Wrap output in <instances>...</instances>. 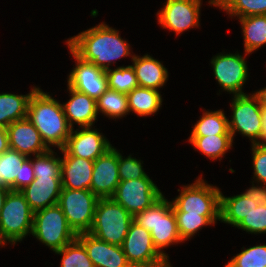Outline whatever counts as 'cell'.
<instances>
[{
	"label": "cell",
	"instance_id": "1",
	"mask_svg": "<svg viewBox=\"0 0 266 267\" xmlns=\"http://www.w3.org/2000/svg\"><path fill=\"white\" fill-rule=\"evenodd\" d=\"M66 43L77 57L103 70L109 69L116 60L134 57L130 44L120 37L119 30L105 22L78 33L67 39Z\"/></svg>",
	"mask_w": 266,
	"mask_h": 267
},
{
	"label": "cell",
	"instance_id": "2",
	"mask_svg": "<svg viewBox=\"0 0 266 267\" xmlns=\"http://www.w3.org/2000/svg\"><path fill=\"white\" fill-rule=\"evenodd\" d=\"M27 118L50 149L57 147L60 150L65 147L72 128L67 122L63 106L40 87L30 96Z\"/></svg>",
	"mask_w": 266,
	"mask_h": 267
},
{
	"label": "cell",
	"instance_id": "3",
	"mask_svg": "<svg viewBox=\"0 0 266 267\" xmlns=\"http://www.w3.org/2000/svg\"><path fill=\"white\" fill-rule=\"evenodd\" d=\"M133 221L150 231L152 241L157 251L170 262L164 250L173 244L183 243L177 229V220L172 208L164 194L150 207L133 216Z\"/></svg>",
	"mask_w": 266,
	"mask_h": 267
},
{
	"label": "cell",
	"instance_id": "4",
	"mask_svg": "<svg viewBox=\"0 0 266 267\" xmlns=\"http://www.w3.org/2000/svg\"><path fill=\"white\" fill-rule=\"evenodd\" d=\"M133 216L112 197L99 198L89 233L109 244L122 246Z\"/></svg>",
	"mask_w": 266,
	"mask_h": 267
},
{
	"label": "cell",
	"instance_id": "5",
	"mask_svg": "<svg viewBox=\"0 0 266 267\" xmlns=\"http://www.w3.org/2000/svg\"><path fill=\"white\" fill-rule=\"evenodd\" d=\"M34 211L20 191H10L0 211V246L14 245L32 234Z\"/></svg>",
	"mask_w": 266,
	"mask_h": 267
},
{
	"label": "cell",
	"instance_id": "6",
	"mask_svg": "<svg viewBox=\"0 0 266 267\" xmlns=\"http://www.w3.org/2000/svg\"><path fill=\"white\" fill-rule=\"evenodd\" d=\"M230 104L233 111L231 120L228 119L229 132L234 139L238 132L248 137L251 144L263 143L262 95L254 93L234 95Z\"/></svg>",
	"mask_w": 266,
	"mask_h": 267
},
{
	"label": "cell",
	"instance_id": "7",
	"mask_svg": "<svg viewBox=\"0 0 266 267\" xmlns=\"http://www.w3.org/2000/svg\"><path fill=\"white\" fill-rule=\"evenodd\" d=\"M31 235L53 252L61 250L77 238L58 204L34 212Z\"/></svg>",
	"mask_w": 266,
	"mask_h": 267
},
{
	"label": "cell",
	"instance_id": "8",
	"mask_svg": "<svg viewBox=\"0 0 266 267\" xmlns=\"http://www.w3.org/2000/svg\"><path fill=\"white\" fill-rule=\"evenodd\" d=\"M179 191V195L171 201L174 212L220 216V188L206 183L202 175L194 183L183 185Z\"/></svg>",
	"mask_w": 266,
	"mask_h": 267
},
{
	"label": "cell",
	"instance_id": "9",
	"mask_svg": "<svg viewBox=\"0 0 266 267\" xmlns=\"http://www.w3.org/2000/svg\"><path fill=\"white\" fill-rule=\"evenodd\" d=\"M98 200L91 190L61 189L58 205L76 234L91 229Z\"/></svg>",
	"mask_w": 266,
	"mask_h": 267
},
{
	"label": "cell",
	"instance_id": "10",
	"mask_svg": "<svg viewBox=\"0 0 266 267\" xmlns=\"http://www.w3.org/2000/svg\"><path fill=\"white\" fill-rule=\"evenodd\" d=\"M132 267H172L155 248L150 231L132 221L122 244Z\"/></svg>",
	"mask_w": 266,
	"mask_h": 267
},
{
	"label": "cell",
	"instance_id": "11",
	"mask_svg": "<svg viewBox=\"0 0 266 267\" xmlns=\"http://www.w3.org/2000/svg\"><path fill=\"white\" fill-rule=\"evenodd\" d=\"M162 195V191L147 175L120 181L112 198L134 216L150 207Z\"/></svg>",
	"mask_w": 266,
	"mask_h": 267
},
{
	"label": "cell",
	"instance_id": "12",
	"mask_svg": "<svg viewBox=\"0 0 266 267\" xmlns=\"http://www.w3.org/2000/svg\"><path fill=\"white\" fill-rule=\"evenodd\" d=\"M214 77L223 91L232 95H242L243 85L248 80L249 72L246 57L240 53H225L224 51L211 59Z\"/></svg>",
	"mask_w": 266,
	"mask_h": 267
},
{
	"label": "cell",
	"instance_id": "13",
	"mask_svg": "<svg viewBox=\"0 0 266 267\" xmlns=\"http://www.w3.org/2000/svg\"><path fill=\"white\" fill-rule=\"evenodd\" d=\"M157 14L158 24L176 35L200 26L202 0H166Z\"/></svg>",
	"mask_w": 266,
	"mask_h": 267
},
{
	"label": "cell",
	"instance_id": "14",
	"mask_svg": "<svg viewBox=\"0 0 266 267\" xmlns=\"http://www.w3.org/2000/svg\"><path fill=\"white\" fill-rule=\"evenodd\" d=\"M113 146L102 133L91 127L72 129L67 143L60 152L63 156H75L95 161Z\"/></svg>",
	"mask_w": 266,
	"mask_h": 267
},
{
	"label": "cell",
	"instance_id": "15",
	"mask_svg": "<svg viewBox=\"0 0 266 267\" xmlns=\"http://www.w3.org/2000/svg\"><path fill=\"white\" fill-rule=\"evenodd\" d=\"M70 53L75 59V67L68 75V85L97 100L108 89L105 70L83 61L71 50Z\"/></svg>",
	"mask_w": 266,
	"mask_h": 267
},
{
	"label": "cell",
	"instance_id": "16",
	"mask_svg": "<svg viewBox=\"0 0 266 267\" xmlns=\"http://www.w3.org/2000/svg\"><path fill=\"white\" fill-rule=\"evenodd\" d=\"M119 183L118 150L113 146L94 161L90 190L98 198H109Z\"/></svg>",
	"mask_w": 266,
	"mask_h": 267
},
{
	"label": "cell",
	"instance_id": "17",
	"mask_svg": "<svg viewBox=\"0 0 266 267\" xmlns=\"http://www.w3.org/2000/svg\"><path fill=\"white\" fill-rule=\"evenodd\" d=\"M7 132L9 148L27 157L40 155L50 150L28 118L11 123L7 127Z\"/></svg>",
	"mask_w": 266,
	"mask_h": 267
},
{
	"label": "cell",
	"instance_id": "18",
	"mask_svg": "<svg viewBox=\"0 0 266 267\" xmlns=\"http://www.w3.org/2000/svg\"><path fill=\"white\" fill-rule=\"evenodd\" d=\"M77 239L86 248L94 267H132L122 246L109 244L89 232L77 234Z\"/></svg>",
	"mask_w": 266,
	"mask_h": 267
},
{
	"label": "cell",
	"instance_id": "19",
	"mask_svg": "<svg viewBox=\"0 0 266 267\" xmlns=\"http://www.w3.org/2000/svg\"><path fill=\"white\" fill-rule=\"evenodd\" d=\"M67 87L71 98L62 106L69 126L72 129L74 124H77L79 128L94 126L99 115L96 100L71 88L68 84Z\"/></svg>",
	"mask_w": 266,
	"mask_h": 267
},
{
	"label": "cell",
	"instance_id": "20",
	"mask_svg": "<svg viewBox=\"0 0 266 267\" xmlns=\"http://www.w3.org/2000/svg\"><path fill=\"white\" fill-rule=\"evenodd\" d=\"M62 189L61 178L39 177L20 192L25 196L31 209L37 210L58 204Z\"/></svg>",
	"mask_w": 266,
	"mask_h": 267
},
{
	"label": "cell",
	"instance_id": "21",
	"mask_svg": "<svg viewBox=\"0 0 266 267\" xmlns=\"http://www.w3.org/2000/svg\"><path fill=\"white\" fill-rule=\"evenodd\" d=\"M94 161L75 156L61 158L62 188L90 190Z\"/></svg>",
	"mask_w": 266,
	"mask_h": 267
},
{
	"label": "cell",
	"instance_id": "22",
	"mask_svg": "<svg viewBox=\"0 0 266 267\" xmlns=\"http://www.w3.org/2000/svg\"><path fill=\"white\" fill-rule=\"evenodd\" d=\"M132 61V67L140 87L159 91L166 84L169 73L161 61L148 54L143 56L135 54Z\"/></svg>",
	"mask_w": 266,
	"mask_h": 267
},
{
	"label": "cell",
	"instance_id": "23",
	"mask_svg": "<svg viewBox=\"0 0 266 267\" xmlns=\"http://www.w3.org/2000/svg\"><path fill=\"white\" fill-rule=\"evenodd\" d=\"M258 204L244 193L231 197L220 194V222L237 226Z\"/></svg>",
	"mask_w": 266,
	"mask_h": 267
},
{
	"label": "cell",
	"instance_id": "24",
	"mask_svg": "<svg viewBox=\"0 0 266 267\" xmlns=\"http://www.w3.org/2000/svg\"><path fill=\"white\" fill-rule=\"evenodd\" d=\"M38 87L33 86L26 95L0 93V127H8L11 123L27 118L30 96Z\"/></svg>",
	"mask_w": 266,
	"mask_h": 267
},
{
	"label": "cell",
	"instance_id": "25",
	"mask_svg": "<svg viewBox=\"0 0 266 267\" xmlns=\"http://www.w3.org/2000/svg\"><path fill=\"white\" fill-rule=\"evenodd\" d=\"M161 96L157 90L138 86L127 94L129 112L140 117L155 115L162 107Z\"/></svg>",
	"mask_w": 266,
	"mask_h": 267
},
{
	"label": "cell",
	"instance_id": "26",
	"mask_svg": "<svg viewBox=\"0 0 266 267\" xmlns=\"http://www.w3.org/2000/svg\"><path fill=\"white\" fill-rule=\"evenodd\" d=\"M242 25L245 56L266 44V15L238 18Z\"/></svg>",
	"mask_w": 266,
	"mask_h": 267
},
{
	"label": "cell",
	"instance_id": "27",
	"mask_svg": "<svg viewBox=\"0 0 266 267\" xmlns=\"http://www.w3.org/2000/svg\"><path fill=\"white\" fill-rule=\"evenodd\" d=\"M26 158V155L10 148L0 155V186L20 191L21 165Z\"/></svg>",
	"mask_w": 266,
	"mask_h": 267
},
{
	"label": "cell",
	"instance_id": "28",
	"mask_svg": "<svg viewBox=\"0 0 266 267\" xmlns=\"http://www.w3.org/2000/svg\"><path fill=\"white\" fill-rule=\"evenodd\" d=\"M233 141L231 134L189 136L188 139L195 151L199 150L200 153L212 160H221L225 153L233 147Z\"/></svg>",
	"mask_w": 266,
	"mask_h": 267
},
{
	"label": "cell",
	"instance_id": "29",
	"mask_svg": "<svg viewBox=\"0 0 266 267\" xmlns=\"http://www.w3.org/2000/svg\"><path fill=\"white\" fill-rule=\"evenodd\" d=\"M228 119L222 109L216 111L204 110L200 119L193 125L190 136L230 134Z\"/></svg>",
	"mask_w": 266,
	"mask_h": 267
},
{
	"label": "cell",
	"instance_id": "30",
	"mask_svg": "<svg viewBox=\"0 0 266 267\" xmlns=\"http://www.w3.org/2000/svg\"><path fill=\"white\" fill-rule=\"evenodd\" d=\"M97 112L116 121L128 115L127 94L107 89L97 100Z\"/></svg>",
	"mask_w": 266,
	"mask_h": 267
},
{
	"label": "cell",
	"instance_id": "31",
	"mask_svg": "<svg viewBox=\"0 0 266 267\" xmlns=\"http://www.w3.org/2000/svg\"><path fill=\"white\" fill-rule=\"evenodd\" d=\"M177 220V229L182 241L191 239L197 232L209 225L220 221V216H202L188 214V212H174Z\"/></svg>",
	"mask_w": 266,
	"mask_h": 267
},
{
	"label": "cell",
	"instance_id": "32",
	"mask_svg": "<svg viewBox=\"0 0 266 267\" xmlns=\"http://www.w3.org/2000/svg\"><path fill=\"white\" fill-rule=\"evenodd\" d=\"M107 88L128 94L138 87L136 74L132 65L119 66L116 69H106Z\"/></svg>",
	"mask_w": 266,
	"mask_h": 267
},
{
	"label": "cell",
	"instance_id": "33",
	"mask_svg": "<svg viewBox=\"0 0 266 267\" xmlns=\"http://www.w3.org/2000/svg\"><path fill=\"white\" fill-rule=\"evenodd\" d=\"M219 8L225 11L231 19L233 16L266 15V0H224Z\"/></svg>",
	"mask_w": 266,
	"mask_h": 267
},
{
	"label": "cell",
	"instance_id": "34",
	"mask_svg": "<svg viewBox=\"0 0 266 267\" xmlns=\"http://www.w3.org/2000/svg\"><path fill=\"white\" fill-rule=\"evenodd\" d=\"M54 253L62 255L60 267H94L86 248L77 238Z\"/></svg>",
	"mask_w": 266,
	"mask_h": 267
},
{
	"label": "cell",
	"instance_id": "35",
	"mask_svg": "<svg viewBox=\"0 0 266 267\" xmlns=\"http://www.w3.org/2000/svg\"><path fill=\"white\" fill-rule=\"evenodd\" d=\"M56 154L50 149L43 154L35 155V158H31L35 178H61V158L56 157Z\"/></svg>",
	"mask_w": 266,
	"mask_h": 267
},
{
	"label": "cell",
	"instance_id": "36",
	"mask_svg": "<svg viewBox=\"0 0 266 267\" xmlns=\"http://www.w3.org/2000/svg\"><path fill=\"white\" fill-rule=\"evenodd\" d=\"M225 267H266V245H256L249 248L242 247Z\"/></svg>",
	"mask_w": 266,
	"mask_h": 267
},
{
	"label": "cell",
	"instance_id": "37",
	"mask_svg": "<svg viewBox=\"0 0 266 267\" xmlns=\"http://www.w3.org/2000/svg\"><path fill=\"white\" fill-rule=\"evenodd\" d=\"M236 227L249 234H265L266 206L258 205Z\"/></svg>",
	"mask_w": 266,
	"mask_h": 267
},
{
	"label": "cell",
	"instance_id": "38",
	"mask_svg": "<svg viewBox=\"0 0 266 267\" xmlns=\"http://www.w3.org/2000/svg\"><path fill=\"white\" fill-rule=\"evenodd\" d=\"M131 156L132 155L123 157L118 150V172L120 181L139 179L148 175L143 169V162Z\"/></svg>",
	"mask_w": 266,
	"mask_h": 267
},
{
	"label": "cell",
	"instance_id": "39",
	"mask_svg": "<svg viewBox=\"0 0 266 267\" xmlns=\"http://www.w3.org/2000/svg\"><path fill=\"white\" fill-rule=\"evenodd\" d=\"M253 179L257 184L266 185V143L251 144Z\"/></svg>",
	"mask_w": 266,
	"mask_h": 267
},
{
	"label": "cell",
	"instance_id": "40",
	"mask_svg": "<svg viewBox=\"0 0 266 267\" xmlns=\"http://www.w3.org/2000/svg\"><path fill=\"white\" fill-rule=\"evenodd\" d=\"M248 198L256 202L258 205L266 206V185L258 184L255 186L254 182H252V187L246 189L243 192Z\"/></svg>",
	"mask_w": 266,
	"mask_h": 267
},
{
	"label": "cell",
	"instance_id": "41",
	"mask_svg": "<svg viewBox=\"0 0 266 267\" xmlns=\"http://www.w3.org/2000/svg\"><path fill=\"white\" fill-rule=\"evenodd\" d=\"M35 179L33 165L31 157H27L22 165H21V172H20V191L24 189L26 186L32 183Z\"/></svg>",
	"mask_w": 266,
	"mask_h": 267
},
{
	"label": "cell",
	"instance_id": "42",
	"mask_svg": "<svg viewBox=\"0 0 266 267\" xmlns=\"http://www.w3.org/2000/svg\"><path fill=\"white\" fill-rule=\"evenodd\" d=\"M9 149L8 132L6 127H0V155Z\"/></svg>",
	"mask_w": 266,
	"mask_h": 267
},
{
	"label": "cell",
	"instance_id": "43",
	"mask_svg": "<svg viewBox=\"0 0 266 267\" xmlns=\"http://www.w3.org/2000/svg\"><path fill=\"white\" fill-rule=\"evenodd\" d=\"M263 143H266V101L262 97Z\"/></svg>",
	"mask_w": 266,
	"mask_h": 267
},
{
	"label": "cell",
	"instance_id": "44",
	"mask_svg": "<svg viewBox=\"0 0 266 267\" xmlns=\"http://www.w3.org/2000/svg\"><path fill=\"white\" fill-rule=\"evenodd\" d=\"M10 191L9 187L0 186V211L3 208L5 199Z\"/></svg>",
	"mask_w": 266,
	"mask_h": 267
},
{
	"label": "cell",
	"instance_id": "45",
	"mask_svg": "<svg viewBox=\"0 0 266 267\" xmlns=\"http://www.w3.org/2000/svg\"><path fill=\"white\" fill-rule=\"evenodd\" d=\"M223 2L224 0H209L208 1V3L210 5H213L214 7H219Z\"/></svg>",
	"mask_w": 266,
	"mask_h": 267
},
{
	"label": "cell",
	"instance_id": "46",
	"mask_svg": "<svg viewBox=\"0 0 266 267\" xmlns=\"http://www.w3.org/2000/svg\"><path fill=\"white\" fill-rule=\"evenodd\" d=\"M258 91L261 93L263 99L266 101V87H264Z\"/></svg>",
	"mask_w": 266,
	"mask_h": 267
}]
</instances>
